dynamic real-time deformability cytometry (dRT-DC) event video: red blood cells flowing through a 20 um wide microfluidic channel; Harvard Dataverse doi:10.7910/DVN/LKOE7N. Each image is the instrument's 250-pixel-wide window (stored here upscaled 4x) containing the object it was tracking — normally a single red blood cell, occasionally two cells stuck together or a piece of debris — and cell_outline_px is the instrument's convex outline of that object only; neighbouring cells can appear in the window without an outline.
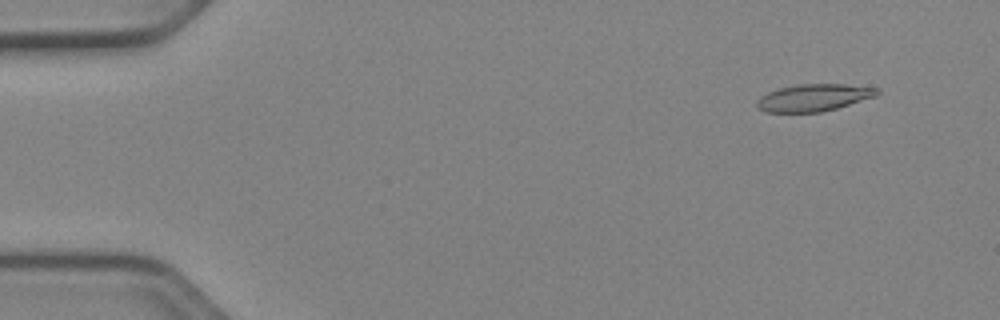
{"species": "Egyptian fruit bat (a non-hibernating species)", "species_latin": "Rousettus aegyptiacus", "temperature_condition": "cold", "stored_images_in_passage": 52, "camera_frame_rate_fps": 3000, "um_per_image_px": 0.085, "animal": {"sex": "female"}, "frame": {"image": 1, "passage_image": 5, "time_ms": 1.333, "image_size_px": [1000, 320], "cell_outline_px": [[880, 92], [876, 96], [836, 108], [820, 112], [764, 112], [756, 104], [756, 100], [760, 96], [768, 92], [780, 88], [800, 84], [844, 84], [880, 88]], "centroid_in_image_um": [69.17, 8.29], "position_along_channel_um": 15.8, "area_um2": 18.9}}
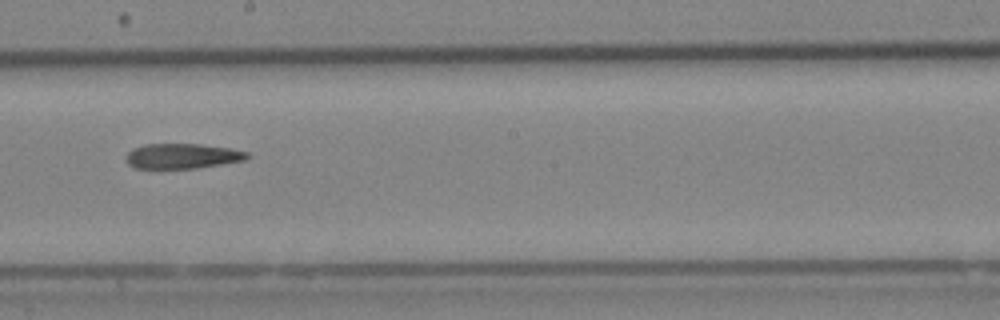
{"frame": {"image": 2, "passage_image": 30, "time_ms": 9.667, "image_size_px": [1000, 320], "cell_outline_px": [[252, 156], [244, 160], [196, 168], [136, 168], [128, 164], [128, 152], [132, 148], [144, 144], [200, 144], [232, 148], [248, 152]], "centroid_in_image_um": [15.54, 13.25], "position_along_channel_um": 232.7, "area_um2": 17.63}}
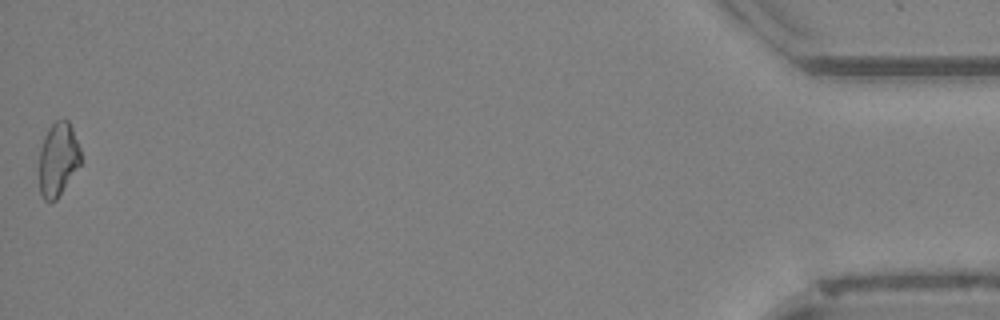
{"frame": {"image": 3, "passage_image": 52, "time_ms": 17.0, "image_size_px": [1000, 320], "cell_outline_px": [[80, 164], [56, 200], [44, 200], [40, 192], [40, 148], [44, 136], [48, 128], [56, 120], [68, 120], [72, 128], [80, 148]], "centroid_in_image_um": [4.93, 13.52], "position_along_channel_um": 430.3, "area_um2": 17.51}}